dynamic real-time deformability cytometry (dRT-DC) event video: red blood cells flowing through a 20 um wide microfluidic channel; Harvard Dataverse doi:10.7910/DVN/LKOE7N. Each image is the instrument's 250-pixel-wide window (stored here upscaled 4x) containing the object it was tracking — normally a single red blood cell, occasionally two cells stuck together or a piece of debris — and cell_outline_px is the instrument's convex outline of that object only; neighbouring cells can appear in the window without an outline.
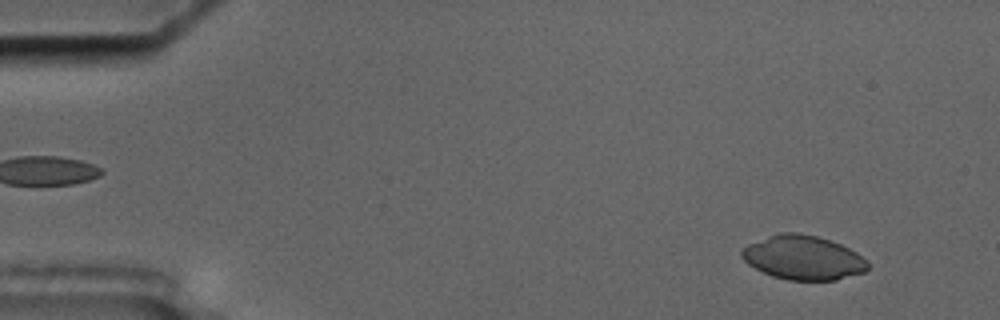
{"species": "common noctule bat (a hibernating species)", "species_latin": "Nyctalus noctula", "temperature_condition": "cold", "stored_images_in_passage": 57, "camera_frame_rate_fps": 3000, "um_per_image_px": 0.085, "animal": {"sex": "male", "body_mass_g": 17.5, "forearm_length_mm": 52.3}, "frame": {"image": 1, "passage_image": 5, "time_ms": 1.333, "image_size_px": [1000, 320], "cell_outline_px": [[868, 268], [864, 272], [836, 280], [788, 280], [772, 276], [748, 264], [740, 256], [740, 248], [748, 244], [768, 236], [780, 232], [796, 232], [816, 236], [840, 244], [856, 252], [868, 260]], "centroid_in_image_um": [68.25, 21.9], "position_along_channel_um": 16.8, "area_um2": 32.43}}